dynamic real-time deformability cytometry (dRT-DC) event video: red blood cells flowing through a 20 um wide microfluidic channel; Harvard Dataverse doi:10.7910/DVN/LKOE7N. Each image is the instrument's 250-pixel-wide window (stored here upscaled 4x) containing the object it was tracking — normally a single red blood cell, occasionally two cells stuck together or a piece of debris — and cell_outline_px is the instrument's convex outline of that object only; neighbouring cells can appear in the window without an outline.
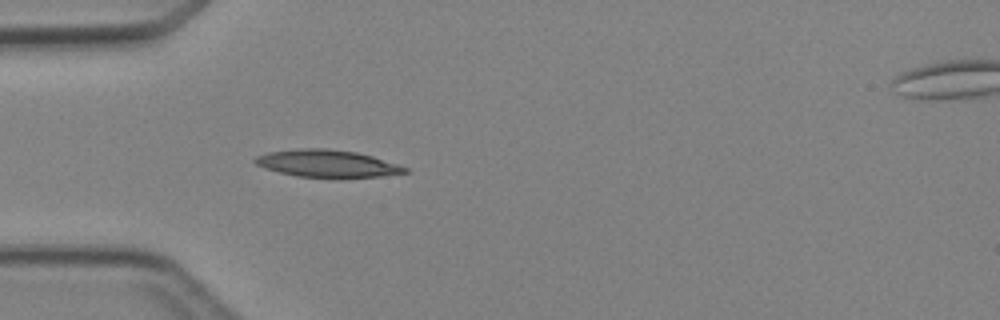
{"species": "Egyptian fruit bat (a non-hibernating species)", "species_latin": "Rousettus aegyptiacus", "temperature_condition": "cold", "stored_images_in_passage": 4, "camera_frame_rate_fps": 3000, "um_per_image_px": 0.085, "animal": {"sex": "female"}, "frame": {"image": 1, "passage_image": 4, "time_ms": 3.667, "image_size_px": [1000, 320], "cell_outline_px": [[408, 172], [380, 176], [296, 176], [280, 172], [256, 164], [252, 160], [256, 156], [268, 152], [304, 148], [324, 148], [356, 152], [372, 156], [408, 168]], "centroid_in_image_um": [27.78, 13.87], "position_along_channel_um": 57.2, "area_um2": 23.0}}